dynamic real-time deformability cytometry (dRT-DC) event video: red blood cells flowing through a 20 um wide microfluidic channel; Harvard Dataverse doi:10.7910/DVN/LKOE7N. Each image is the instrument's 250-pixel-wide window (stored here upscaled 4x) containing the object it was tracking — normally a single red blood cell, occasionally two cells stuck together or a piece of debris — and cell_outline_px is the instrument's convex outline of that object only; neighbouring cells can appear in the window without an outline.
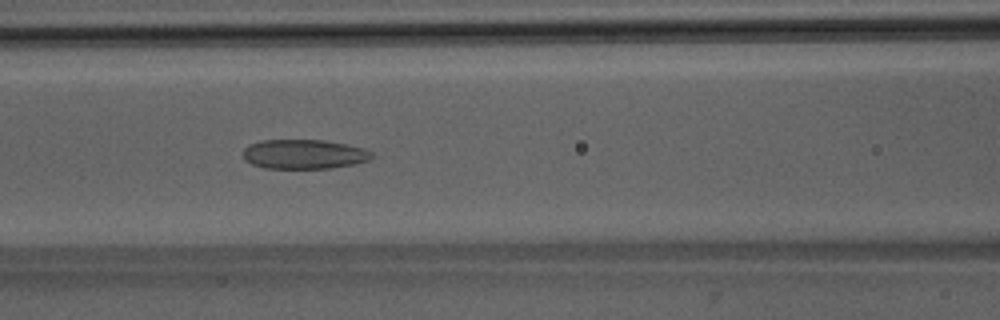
{"species": "Egyptian fruit bat (a non-hibernating species)", "species_latin": "Rousettus aegyptiacus", "temperature_condition": "room temperature", "stored_images_in_passage": 51, "camera_frame_rate_fps": 3000, "um_per_image_px": 0.085, "animal": {"sex": "male"}, "frame": {"image": 1, "passage_image": 22, "time_ms": 7.0, "image_size_px": [1000, 320], "cell_outline_px": [[376, 156], [368, 160], [352, 164], [332, 168], [264, 168], [252, 164], [244, 160], [244, 148], [248, 144], [260, 140], [324, 140], [364, 148], [372, 152]], "centroid_in_image_um": [25.83, 13.1], "position_along_channel_um": 140.8, "area_um2": 22.14}}
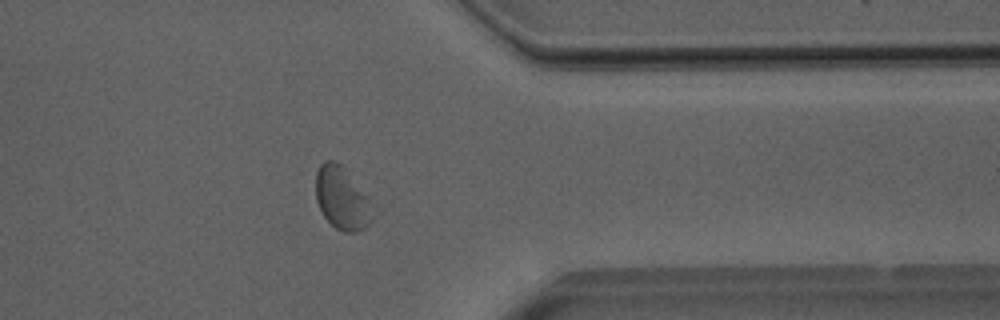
{"frame": {"image": 2, "passage_image": 41, "time_ms": 13.333, "image_size_px": [1000, 320], "cell_outline_px": [[376, 216], [364, 228], [356, 232], [344, 232], [336, 228], [324, 216], [316, 200], [316, 172], [320, 164], [324, 160], [332, 160], [348, 168], [368, 196]], "centroid_in_image_um": [29.1, 16.82], "position_along_channel_um": 382.3, "area_um2": 21.27}}
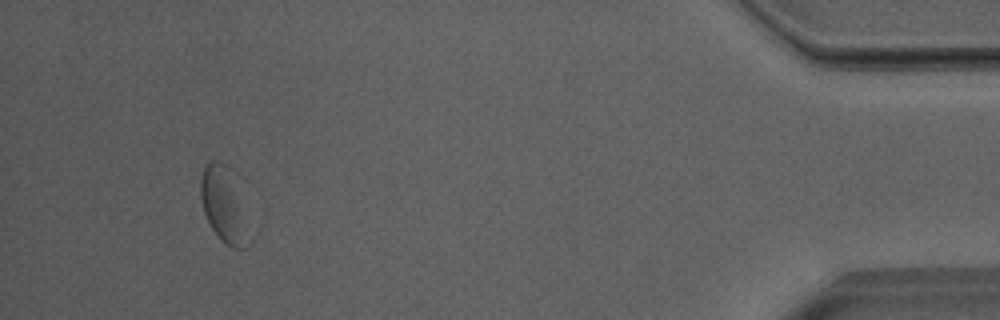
{"frame": {"image": 3, "passage_image": 48, "time_ms": 15.667, "image_size_px": [1000, 320], "cell_outline_px": [[252, 244], [248, 248], [232, 248], [224, 244], [212, 228], [204, 212], [200, 196], [200, 176], [204, 168], [212, 160], [220, 160], [224, 164], [252, 240]], "centroid_in_image_um": [18.97, 17.56], "position_along_channel_um": 416.2, "area_um2": 19.83}, "authors_computed_cell_mechanics": {"area_um2": 23.8136, "velocity_mm_per_s": 3.9526, "shape_relaxation_time_tau1_ms": null, "shape_relaxation_time_tau2_ms": 1.6847, "deformation_change_tau1": null, "deformation_change_tau2": 0.0827}}